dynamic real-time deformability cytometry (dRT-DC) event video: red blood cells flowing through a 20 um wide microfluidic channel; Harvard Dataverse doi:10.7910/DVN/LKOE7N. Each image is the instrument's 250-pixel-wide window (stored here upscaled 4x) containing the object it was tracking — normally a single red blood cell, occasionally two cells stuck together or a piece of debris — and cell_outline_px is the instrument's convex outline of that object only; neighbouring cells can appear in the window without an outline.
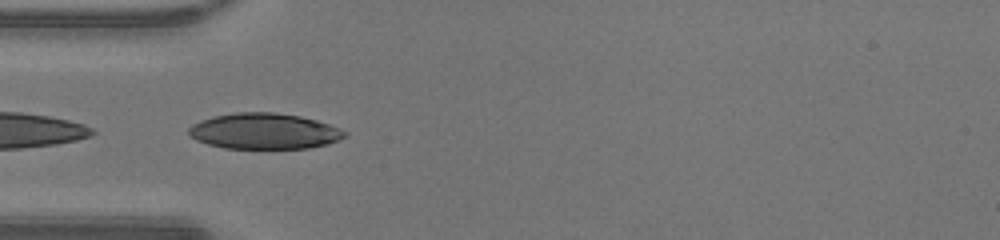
{"species": "human", "species_latin": "Homo sapiens", "temperature_condition": "warm", "stored_images_in_passage": 23, "segment_of_instrument_passage": [2, 2], "camera_frame_rate_fps": 3000, "um_per_image_px": 0.085, "donor": {"sex": "male"}, "frame": {"image": 1, "passage_image": 15, "time_ms": 4.667, "image_size_px": [1000, 240], "cell_outline_px": [[348, 136], [328, 144], [308, 148], [224, 148], [208, 144], [196, 140], [188, 132], [188, 128], [192, 124], [200, 120], [212, 116], [236, 112], [272, 112], [300, 116], [316, 120], [328, 124], [348, 132]], "centroid_in_image_um": [22.46, 11.14], "position_along_channel_um": 62.5, "area_um2": 32.6}}
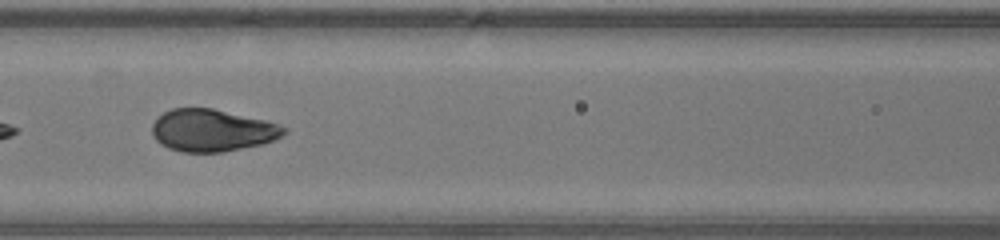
{"frame": {"image": 2, "passage_image": 21, "time_ms": 6.667, "image_size_px": [1000, 240], "cell_outline_px": [[288, 132], [272, 140], [260, 144], [224, 152], [180, 152], [168, 148], [160, 144], [152, 136], [152, 124], [164, 112], [172, 108], [212, 108], [264, 120], [288, 128]], "centroid_in_image_um": [18.0, 11.09], "position_along_channel_um": 148.6, "area_um2": 32.25}}